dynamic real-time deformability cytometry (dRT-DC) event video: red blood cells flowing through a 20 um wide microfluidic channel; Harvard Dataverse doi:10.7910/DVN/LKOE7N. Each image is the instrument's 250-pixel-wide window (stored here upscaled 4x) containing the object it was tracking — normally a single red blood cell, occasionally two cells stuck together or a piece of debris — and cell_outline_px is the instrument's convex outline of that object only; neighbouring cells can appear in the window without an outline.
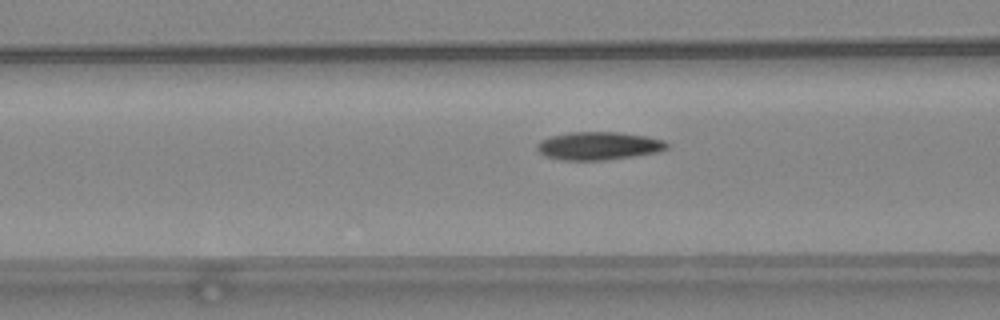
{"species": "common noctule bat (a hibernating species)", "species_latin": "Nyctalus noctula", "temperature_condition": "warm", "stored_images_in_passage": 53, "camera_frame_rate_fps": 3000, "um_per_image_px": 0.085, "animal": {"sex": "female", "body_mass_g": 24.6, "forearm_length_mm": 56.2}, "frame": {"image": 1, "passage_image": 22, "time_ms": 7.0, "image_size_px": [1000, 320], "cell_outline_px": [[668, 148], [656, 152], [632, 156], [604, 160], [564, 160], [548, 156], [540, 152], [536, 148], [536, 144], [540, 140], [552, 136], [568, 132], [620, 132], [648, 136], [664, 140], [668, 144]], "centroid_in_image_um": [50.89, 12.38], "position_along_channel_um": 115.7, "area_um2": 21.1}}
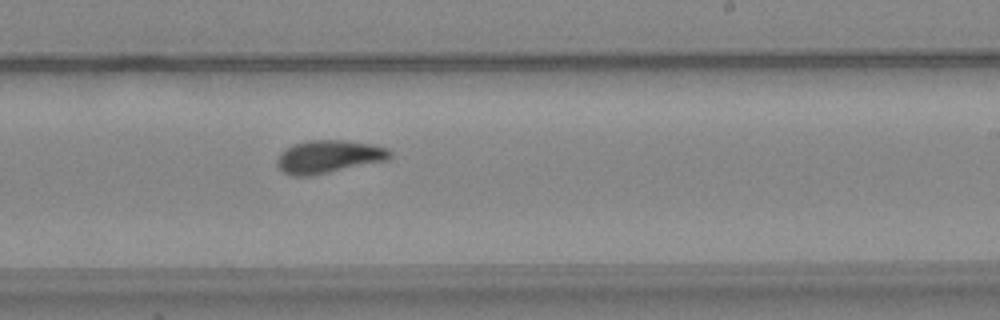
{"frame": {"image": 2, "passage_image": 33, "time_ms": 10.667, "image_size_px": [1000, 320], "cell_outline_px": [[392, 156], [384, 160], [312, 176], [288, 176], [276, 164], [276, 160], [280, 152], [284, 148], [292, 144], [308, 140], [340, 140], [372, 144], [388, 148], [392, 152]], "centroid_in_image_um": [27.87, 13.31], "position_along_channel_um": 261.1, "area_um2": 21.68}}
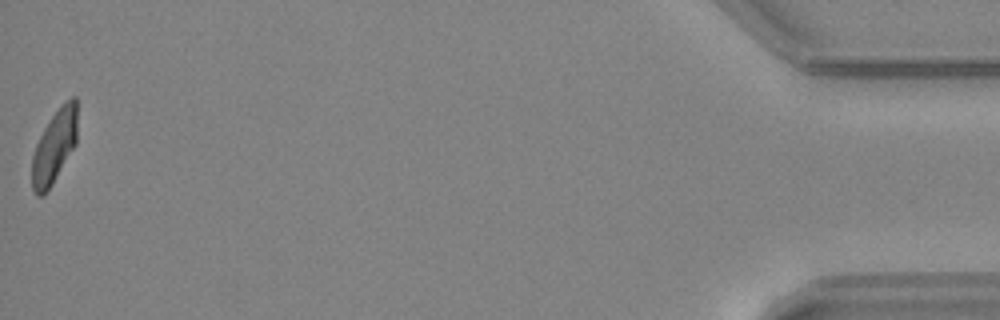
{"frame": {"image": 3, "passage_image": 53, "time_ms": 17.333, "image_size_px": [1000, 320], "cell_outline_px": [[76, 144], [52, 184], [44, 196], [36, 196], [32, 188], [32, 156], [36, 144], [44, 128], [60, 104], [64, 100], [72, 96], [76, 96]], "centroid_in_image_um": [4.61, 12.45], "position_along_channel_um": 430.6, "area_um2": 19.31}, "authors_computed_cell_mechanics": {"area_um2": 20.3456, "velocity_mm_per_s": 3.9569, "shape_relaxation_time_tau1_ms": 5.4798, "shape_relaxation_time_tau2_ms": 1.4642, "deformation_change_tau1": 0.1855, "deformation_change_tau2": 0.0829}}